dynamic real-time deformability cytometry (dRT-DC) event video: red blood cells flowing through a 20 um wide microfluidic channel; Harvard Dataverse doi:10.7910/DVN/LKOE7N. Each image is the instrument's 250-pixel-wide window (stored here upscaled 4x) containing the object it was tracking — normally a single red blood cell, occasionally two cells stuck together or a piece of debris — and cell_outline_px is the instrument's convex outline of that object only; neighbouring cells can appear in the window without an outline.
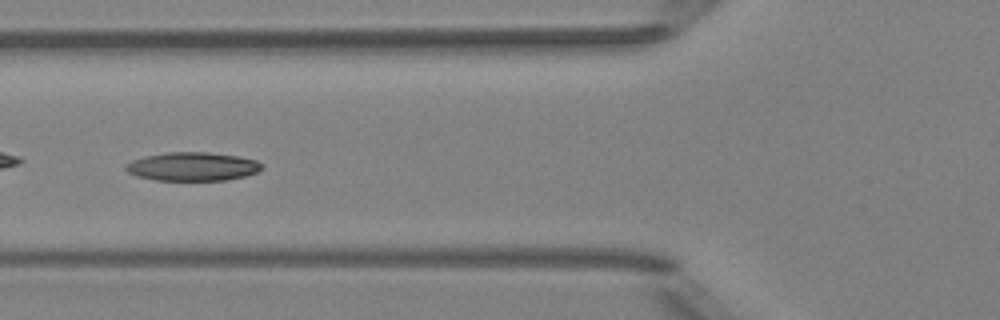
{"species": "Egyptian fruit bat (a non-hibernating species)", "species_latin": "Rousettus aegyptiacus", "temperature_condition": "room temperature", "stored_images_in_passage": 9, "camera_frame_rate_fps": 3000, "um_per_image_px": 0.085, "animal": {"sex": "female"}, "frame": {"image": 1, "passage_image": 6, "time_ms": 6.667, "image_size_px": [1000, 320], "cell_outline_px": [[264, 168], [256, 172], [244, 176], [224, 180], [156, 180], [136, 176], [128, 172], [124, 168], [124, 164], [132, 160], [144, 156], [168, 152], [208, 152], [240, 156], [256, 160], [264, 164]], "centroid_in_image_um": [16.36, 14.14], "position_along_channel_um": 109.4, "area_um2": 22.83}}
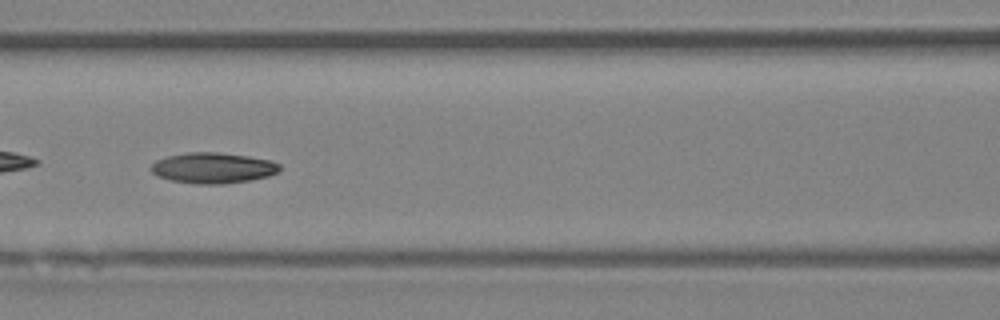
{"frame": {"image": 2, "passage_image": 7, "time_ms": 7.667, "image_size_px": [1000, 320], "cell_outline_px": [[280, 172], [268, 176], [248, 180], [224, 184], [196, 184], [168, 180], [152, 172], [148, 168], [156, 160], [168, 156], [188, 152], [220, 152], [248, 156], [272, 160], [280, 164]], "centroid_in_image_um": [18.11, 14.27], "position_along_channel_um": 148.5, "area_um2": 23.18}}
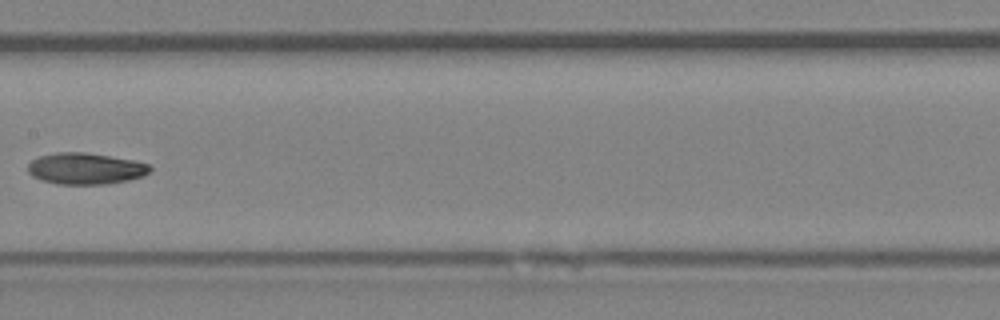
{"frame": {"image": 3, "passage_image": 8, "time_ms": 9.0, "image_size_px": [1000, 320], "cell_outline_px": [[152, 168], [144, 176], [128, 180], [108, 184], [56, 184], [40, 180], [32, 176], [28, 172], [28, 164], [32, 160], [40, 156], [56, 152], [84, 152], [132, 160], [148, 164]], "centroid_in_image_um": [7.24, 14.34], "position_along_channel_um": 200.2, "area_um2": 22.31}}